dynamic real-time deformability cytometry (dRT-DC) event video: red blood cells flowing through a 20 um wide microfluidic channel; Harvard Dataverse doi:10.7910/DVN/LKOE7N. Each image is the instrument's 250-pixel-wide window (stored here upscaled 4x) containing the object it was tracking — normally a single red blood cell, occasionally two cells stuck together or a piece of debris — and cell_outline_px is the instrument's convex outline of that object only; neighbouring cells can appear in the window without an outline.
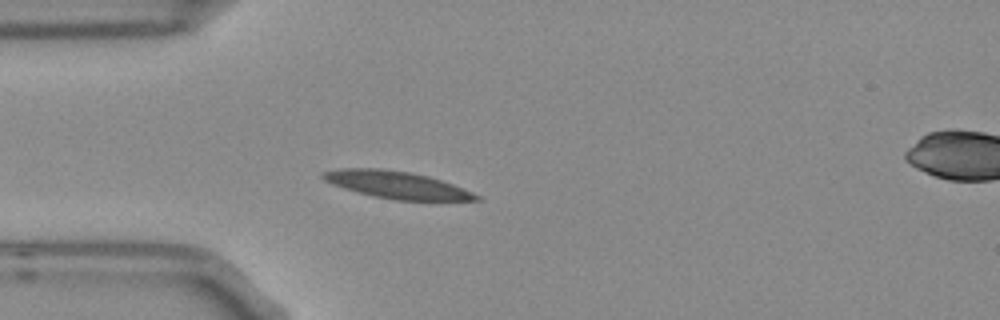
{"species": "Egyptian fruit bat (a non-hibernating species)", "species_latin": "Rousettus aegyptiacus", "temperature_condition": "room temperature", "stored_images_in_passage": 5, "camera_frame_rate_fps": 3000, "um_per_image_px": 0.085, "frame": {"image": 1, "passage_image": 4, "time_ms": 1.0, "image_size_px": [1000, 320], "cell_outline_px": [[484, 200], [392, 200], [372, 196], [356, 192], [332, 184], [324, 180], [320, 176], [320, 172], [340, 168], [380, 168], [408, 172], [428, 176], [452, 184], [472, 192], [480, 196]], "centroid_in_image_um": [33.66, 15.71], "position_along_channel_um": 51.3, "area_um2": 24.28}}